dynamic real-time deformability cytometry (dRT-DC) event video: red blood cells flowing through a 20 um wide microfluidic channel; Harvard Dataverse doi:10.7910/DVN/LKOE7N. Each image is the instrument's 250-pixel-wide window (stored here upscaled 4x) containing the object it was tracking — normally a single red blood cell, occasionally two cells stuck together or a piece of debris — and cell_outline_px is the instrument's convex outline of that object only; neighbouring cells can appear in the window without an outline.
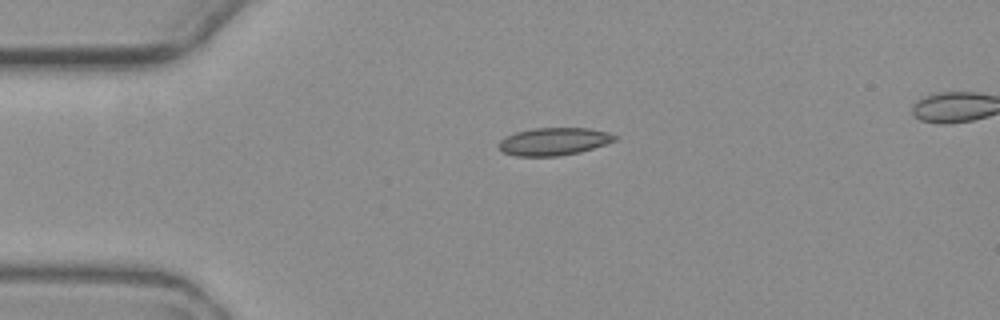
{"species": "common noctule bat (a hibernating species)", "species_latin": "Nyctalus noctula", "temperature_condition": "warm", "stored_images_in_passage": 3, "segment_of_instrument_passage": [1, 2], "camera_frame_rate_fps": 3000, "um_per_image_px": 0.085, "animal": {"sex": "female", "body_mass_g": 19.3, "forearm_length_mm": 54.1}, "frame": {"image": 1, "passage_image": 1, "time_ms": 0.0, "image_size_px": [1000, 320], "cell_outline_px": [[616, 140], [580, 152], [560, 156], [516, 156], [504, 152], [500, 148], [500, 140], [504, 136], [516, 132], [532, 128], [588, 128], [608, 132], [616, 136]], "centroid_in_image_um": [47.06, 12.02], "position_along_channel_um": 37.9, "area_um2": 18.55}}